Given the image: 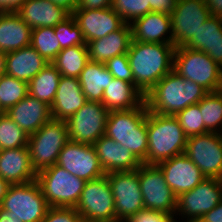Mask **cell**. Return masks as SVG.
<instances>
[{"label":"cell","instance_id":"cell-1","mask_svg":"<svg viewBox=\"0 0 222 222\" xmlns=\"http://www.w3.org/2000/svg\"><path fill=\"white\" fill-rule=\"evenodd\" d=\"M174 44L131 40L127 55L134 85L145 96L166 74L173 70Z\"/></svg>","mask_w":222,"mask_h":222},{"label":"cell","instance_id":"cell-2","mask_svg":"<svg viewBox=\"0 0 222 222\" xmlns=\"http://www.w3.org/2000/svg\"><path fill=\"white\" fill-rule=\"evenodd\" d=\"M209 92L175 71L166 74L145 95L148 111L175 116L186 107L197 104Z\"/></svg>","mask_w":222,"mask_h":222},{"label":"cell","instance_id":"cell-3","mask_svg":"<svg viewBox=\"0 0 222 222\" xmlns=\"http://www.w3.org/2000/svg\"><path fill=\"white\" fill-rule=\"evenodd\" d=\"M146 128L148 152L143 164L157 165L184 153L187 137L175 116L148 111Z\"/></svg>","mask_w":222,"mask_h":222},{"label":"cell","instance_id":"cell-4","mask_svg":"<svg viewBox=\"0 0 222 222\" xmlns=\"http://www.w3.org/2000/svg\"><path fill=\"white\" fill-rule=\"evenodd\" d=\"M147 113L145 102L131 110L109 111L105 128L107 137L126 146L141 162L148 152Z\"/></svg>","mask_w":222,"mask_h":222},{"label":"cell","instance_id":"cell-5","mask_svg":"<svg viewBox=\"0 0 222 222\" xmlns=\"http://www.w3.org/2000/svg\"><path fill=\"white\" fill-rule=\"evenodd\" d=\"M173 71L183 78L201 85L208 92L222 90V68L205 52L185 46L176 47Z\"/></svg>","mask_w":222,"mask_h":222},{"label":"cell","instance_id":"cell-6","mask_svg":"<svg viewBox=\"0 0 222 222\" xmlns=\"http://www.w3.org/2000/svg\"><path fill=\"white\" fill-rule=\"evenodd\" d=\"M70 141L66 121L51 119L28 136L32 167L36 173L57 163L59 153Z\"/></svg>","mask_w":222,"mask_h":222},{"label":"cell","instance_id":"cell-7","mask_svg":"<svg viewBox=\"0 0 222 222\" xmlns=\"http://www.w3.org/2000/svg\"><path fill=\"white\" fill-rule=\"evenodd\" d=\"M36 181L50 207L75 208L85 180L54 164L37 173Z\"/></svg>","mask_w":222,"mask_h":222},{"label":"cell","instance_id":"cell-8","mask_svg":"<svg viewBox=\"0 0 222 222\" xmlns=\"http://www.w3.org/2000/svg\"><path fill=\"white\" fill-rule=\"evenodd\" d=\"M0 207L23 222H41L50 208L36 180L10 184Z\"/></svg>","mask_w":222,"mask_h":222},{"label":"cell","instance_id":"cell-9","mask_svg":"<svg viewBox=\"0 0 222 222\" xmlns=\"http://www.w3.org/2000/svg\"><path fill=\"white\" fill-rule=\"evenodd\" d=\"M75 208L85 222H116L115 201L106 174L85 182Z\"/></svg>","mask_w":222,"mask_h":222},{"label":"cell","instance_id":"cell-10","mask_svg":"<svg viewBox=\"0 0 222 222\" xmlns=\"http://www.w3.org/2000/svg\"><path fill=\"white\" fill-rule=\"evenodd\" d=\"M221 201L222 179L206 178L192 190L177 197L175 217L185 219L181 222H197Z\"/></svg>","mask_w":222,"mask_h":222},{"label":"cell","instance_id":"cell-11","mask_svg":"<svg viewBox=\"0 0 222 222\" xmlns=\"http://www.w3.org/2000/svg\"><path fill=\"white\" fill-rule=\"evenodd\" d=\"M138 179L144 209L175 215L177 197L166 183L164 174L157 165L142 164L138 168Z\"/></svg>","mask_w":222,"mask_h":222},{"label":"cell","instance_id":"cell-12","mask_svg":"<svg viewBox=\"0 0 222 222\" xmlns=\"http://www.w3.org/2000/svg\"><path fill=\"white\" fill-rule=\"evenodd\" d=\"M106 175L115 201L116 222H126L144 210L138 169Z\"/></svg>","mask_w":222,"mask_h":222},{"label":"cell","instance_id":"cell-13","mask_svg":"<svg viewBox=\"0 0 222 222\" xmlns=\"http://www.w3.org/2000/svg\"><path fill=\"white\" fill-rule=\"evenodd\" d=\"M108 114L102 102L87 101L66 121L70 140L93 145L105 135Z\"/></svg>","mask_w":222,"mask_h":222},{"label":"cell","instance_id":"cell-14","mask_svg":"<svg viewBox=\"0 0 222 222\" xmlns=\"http://www.w3.org/2000/svg\"><path fill=\"white\" fill-rule=\"evenodd\" d=\"M184 153L206 178L222 179V133L207 132L187 138Z\"/></svg>","mask_w":222,"mask_h":222},{"label":"cell","instance_id":"cell-15","mask_svg":"<svg viewBox=\"0 0 222 222\" xmlns=\"http://www.w3.org/2000/svg\"><path fill=\"white\" fill-rule=\"evenodd\" d=\"M211 15L204 0H177L171 16L172 44L183 47Z\"/></svg>","mask_w":222,"mask_h":222},{"label":"cell","instance_id":"cell-16","mask_svg":"<svg viewBox=\"0 0 222 222\" xmlns=\"http://www.w3.org/2000/svg\"><path fill=\"white\" fill-rule=\"evenodd\" d=\"M56 164L85 181L105 175L93 145L71 140L64 145Z\"/></svg>","mask_w":222,"mask_h":222},{"label":"cell","instance_id":"cell-17","mask_svg":"<svg viewBox=\"0 0 222 222\" xmlns=\"http://www.w3.org/2000/svg\"><path fill=\"white\" fill-rule=\"evenodd\" d=\"M157 166L162 170L166 183L176 197L192 190L206 179L185 153L162 161Z\"/></svg>","mask_w":222,"mask_h":222},{"label":"cell","instance_id":"cell-18","mask_svg":"<svg viewBox=\"0 0 222 222\" xmlns=\"http://www.w3.org/2000/svg\"><path fill=\"white\" fill-rule=\"evenodd\" d=\"M71 15L80 27L86 43L103 38L124 24L122 18L111 7L75 9Z\"/></svg>","mask_w":222,"mask_h":222},{"label":"cell","instance_id":"cell-19","mask_svg":"<svg viewBox=\"0 0 222 222\" xmlns=\"http://www.w3.org/2000/svg\"><path fill=\"white\" fill-rule=\"evenodd\" d=\"M93 147L105 174L137 170L143 164L126 146L106 135L101 136Z\"/></svg>","mask_w":222,"mask_h":222},{"label":"cell","instance_id":"cell-20","mask_svg":"<svg viewBox=\"0 0 222 222\" xmlns=\"http://www.w3.org/2000/svg\"><path fill=\"white\" fill-rule=\"evenodd\" d=\"M5 114L29 136L52 119L51 108L46 103L27 95Z\"/></svg>","mask_w":222,"mask_h":222},{"label":"cell","instance_id":"cell-21","mask_svg":"<svg viewBox=\"0 0 222 222\" xmlns=\"http://www.w3.org/2000/svg\"><path fill=\"white\" fill-rule=\"evenodd\" d=\"M0 177L9 184L36 180L37 173L32 167L28 147L0 150Z\"/></svg>","mask_w":222,"mask_h":222},{"label":"cell","instance_id":"cell-22","mask_svg":"<svg viewBox=\"0 0 222 222\" xmlns=\"http://www.w3.org/2000/svg\"><path fill=\"white\" fill-rule=\"evenodd\" d=\"M87 102L78 78L61 75L54 101L52 119L67 121Z\"/></svg>","mask_w":222,"mask_h":222},{"label":"cell","instance_id":"cell-23","mask_svg":"<svg viewBox=\"0 0 222 222\" xmlns=\"http://www.w3.org/2000/svg\"><path fill=\"white\" fill-rule=\"evenodd\" d=\"M131 27L134 41L172 44L171 16L168 14L149 12L136 19Z\"/></svg>","mask_w":222,"mask_h":222},{"label":"cell","instance_id":"cell-24","mask_svg":"<svg viewBox=\"0 0 222 222\" xmlns=\"http://www.w3.org/2000/svg\"><path fill=\"white\" fill-rule=\"evenodd\" d=\"M132 40L131 24H123L118 30L103 38L87 42L89 60L106 63L111 58L126 54Z\"/></svg>","mask_w":222,"mask_h":222},{"label":"cell","instance_id":"cell-25","mask_svg":"<svg viewBox=\"0 0 222 222\" xmlns=\"http://www.w3.org/2000/svg\"><path fill=\"white\" fill-rule=\"evenodd\" d=\"M17 13L32 29L55 27L71 15L64 7L49 0H26Z\"/></svg>","mask_w":222,"mask_h":222},{"label":"cell","instance_id":"cell-26","mask_svg":"<svg viewBox=\"0 0 222 222\" xmlns=\"http://www.w3.org/2000/svg\"><path fill=\"white\" fill-rule=\"evenodd\" d=\"M184 46L205 52L222 68V17L210 15Z\"/></svg>","mask_w":222,"mask_h":222},{"label":"cell","instance_id":"cell-27","mask_svg":"<svg viewBox=\"0 0 222 222\" xmlns=\"http://www.w3.org/2000/svg\"><path fill=\"white\" fill-rule=\"evenodd\" d=\"M32 28L18 13L0 12V51L9 53L29 46Z\"/></svg>","mask_w":222,"mask_h":222},{"label":"cell","instance_id":"cell-28","mask_svg":"<svg viewBox=\"0 0 222 222\" xmlns=\"http://www.w3.org/2000/svg\"><path fill=\"white\" fill-rule=\"evenodd\" d=\"M49 62L31 45L6 55V74L29 83Z\"/></svg>","mask_w":222,"mask_h":222},{"label":"cell","instance_id":"cell-29","mask_svg":"<svg viewBox=\"0 0 222 222\" xmlns=\"http://www.w3.org/2000/svg\"><path fill=\"white\" fill-rule=\"evenodd\" d=\"M145 96L132 83L113 78L104 90L102 104L108 111L131 110L141 106Z\"/></svg>","mask_w":222,"mask_h":222},{"label":"cell","instance_id":"cell-30","mask_svg":"<svg viewBox=\"0 0 222 222\" xmlns=\"http://www.w3.org/2000/svg\"><path fill=\"white\" fill-rule=\"evenodd\" d=\"M113 78L105 63L89 60L78 79L87 101L102 102L104 90Z\"/></svg>","mask_w":222,"mask_h":222},{"label":"cell","instance_id":"cell-31","mask_svg":"<svg viewBox=\"0 0 222 222\" xmlns=\"http://www.w3.org/2000/svg\"><path fill=\"white\" fill-rule=\"evenodd\" d=\"M61 73L48 63L28 83V94L51 107L59 85Z\"/></svg>","mask_w":222,"mask_h":222},{"label":"cell","instance_id":"cell-32","mask_svg":"<svg viewBox=\"0 0 222 222\" xmlns=\"http://www.w3.org/2000/svg\"><path fill=\"white\" fill-rule=\"evenodd\" d=\"M89 61L87 45H76L62 49L52 62L63 76L79 78Z\"/></svg>","mask_w":222,"mask_h":222},{"label":"cell","instance_id":"cell-33","mask_svg":"<svg viewBox=\"0 0 222 222\" xmlns=\"http://www.w3.org/2000/svg\"><path fill=\"white\" fill-rule=\"evenodd\" d=\"M198 104L205 129L208 132L222 133V90L209 92Z\"/></svg>","mask_w":222,"mask_h":222},{"label":"cell","instance_id":"cell-34","mask_svg":"<svg viewBox=\"0 0 222 222\" xmlns=\"http://www.w3.org/2000/svg\"><path fill=\"white\" fill-rule=\"evenodd\" d=\"M30 45L49 63H52L60 52V43L54 27L32 29Z\"/></svg>","mask_w":222,"mask_h":222},{"label":"cell","instance_id":"cell-35","mask_svg":"<svg viewBox=\"0 0 222 222\" xmlns=\"http://www.w3.org/2000/svg\"><path fill=\"white\" fill-rule=\"evenodd\" d=\"M28 95V83L4 74L0 77V106L6 112Z\"/></svg>","mask_w":222,"mask_h":222},{"label":"cell","instance_id":"cell-36","mask_svg":"<svg viewBox=\"0 0 222 222\" xmlns=\"http://www.w3.org/2000/svg\"><path fill=\"white\" fill-rule=\"evenodd\" d=\"M28 135L9 116L0 117V150L27 147Z\"/></svg>","mask_w":222,"mask_h":222},{"label":"cell","instance_id":"cell-37","mask_svg":"<svg viewBox=\"0 0 222 222\" xmlns=\"http://www.w3.org/2000/svg\"><path fill=\"white\" fill-rule=\"evenodd\" d=\"M54 32L60 43V51L76 45H87L82 31L72 15L58 23L54 27Z\"/></svg>","mask_w":222,"mask_h":222},{"label":"cell","instance_id":"cell-38","mask_svg":"<svg viewBox=\"0 0 222 222\" xmlns=\"http://www.w3.org/2000/svg\"><path fill=\"white\" fill-rule=\"evenodd\" d=\"M111 8L125 24H132L150 12V3L148 0H112Z\"/></svg>","mask_w":222,"mask_h":222},{"label":"cell","instance_id":"cell-39","mask_svg":"<svg viewBox=\"0 0 222 222\" xmlns=\"http://www.w3.org/2000/svg\"><path fill=\"white\" fill-rule=\"evenodd\" d=\"M187 138L207 133L199 110V104H193L175 115Z\"/></svg>","mask_w":222,"mask_h":222},{"label":"cell","instance_id":"cell-40","mask_svg":"<svg viewBox=\"0 0 222 222\" xmlns=\"http://www.w3.org/2000/svg\"><path fill=\"white\" fill-rule=\"evenodd\" d=\"M105 65L114 78L134 84L133 73L127 53L111 58Z\"/></svg>","mask_w":222,"mask_h":222},{"label":"cell","instance_id":"cell-41","mask_svg":"<svg viewBox=\"0 0 222 222\" xmlns=\"http://www.w3.org/2000/svg\"><path fill=\"white\" fill-rule=\"evenodd\" d=\"M81 215L73 207H50L41 222H83Z\"/></svg>","mask_w":222,"mask_h":222},{"label":"cell","instance_id":"cell-42","mask_svg":"<svg viewBox=\"0 0 222 222\" xmlns=\"http://www.w3.org/2000/svg\"><path fill=\"white\" fill-rule=\"evenodd\" d=\"M174 215L144 209L126 222H177Z\"/></svg>","mask_w":222,"mask_h":222},{"label":"cell","instance_id":"cell-43","mask_svg":"<svg viewBox=\"0 0 222 222\" xmlns=\"http://www.w3.org/2000/svg\"><path fill=\"white\" fill-rule=\"evenodd\" d=\"M177 0H148L150 3V12H159L171 15Z\"/></svg>","mask_w":222,"mask_h":222},{"label":"cell","instance_id":"cell-44","mask_svg":"<svg viewBox=\"0 0 222 222\" xmlns=\"http://www.w3.org/2000/svg\"><path fill=\"white\" fill-rule=\"evenodd\" d=\"M112 0H78L76 9H101L111 7Z\"/></svg>","mask_w":222,"mask_h":222},{"label":"cell","instance_id":"cell-45","mask_svg":"<svg viewBox=\"0 0 222 222\" xmlns=\"http://www.w3.org/2000/svg\"><path fill=\"white\" fill-rule=\"evenodd\" d=\"M197 222H222V201Z\"/></svg>","mask_w":222,"mask_h":222},{"label":"cell","instance_id":"cell-46","mask_svg":"<svg viewBox=\"0 0 222 222\" xmlns=\"http://www.w3.org/2000/svg\"><path fill=\"white\" fill-rule=\"evenodd\" d=\"M26 0H0V12L17 13Z\"/></svg>","mask_w":222,"mask_h":222},{"label":"cell","instance_id":"cell-47","mask_svg":"<svg viewBox=\"0 0 222 222\" xmlns=\"http://www.w3.org/2000/svg\"><path fill=\"white\" fill-rule=\"evenodd\" d=\"M211 15L222 17V0H204Z\"/></svg>","mask_w":222,"mask_h":222},{"label":"cell","instance_id":"cell-48","mask_svg":"<svg viewBox=\"0 0 222 222\" xmlns=\"http://www.w3.org/2000/svg\"><path fill=\"white\" fill-rule=\"evenodd\" d=\"M49 1L55 3L56 5L64 7L70 13H72L77 8L78 4V0H49Z\"/></svg>","mask_w":222,"mask_h":222},{"label":"cell","instance_id":"cell-49","mask_svg":"<svg viewBox=\"0 0 222 222\" xmlns=\"http://www.w3.org/2000/svg\"><path fill=\"white\" fill-rule=\"evenodd\" d=\"M0 222H23L16 216L11 214V211H6L0 207Z\"/></svg>","mask_w":222,"mask_h":222},{"label":"cell","instance_id":"cell-50","mask_svg":"<svg viewBox=\"0 0 222 222\" xmlns=\"http://www.w3.org/2000/svg\"><path fill=\"white\" fill-rule=\"evenodd\" d=\"M10 184L0 177V205L2 204L3 198L6 195V192Z\"/></svg>","mask_w":222,"mask_h":222},{"label":"cell","instance_id":"cell-51","mask_svg":"<svg viewBox=\"0 0 222 222\" xmlns=\"http://www.w3.org/2000/svg\"><path fill=\"white\" fill-rule=\"evenodd\" d=\"M6 55L7 53L0 51V77L6 74Z\"/></svg>","mask_w":222,"mask_h":222},{"label":"cell","instance_id":"cell-52","mask_svg":"<svg viewBox=\"0 0 222 222\" xmlns=\"http://www.w3.org/2000/svg\"><path fill=\"white\" fill-rule=\"evenodd\" d=\"M5 114V111L2 109V107L0 106V117Z\"/></svg>","mask_w":222,"mask_h":222}]
</instances>
